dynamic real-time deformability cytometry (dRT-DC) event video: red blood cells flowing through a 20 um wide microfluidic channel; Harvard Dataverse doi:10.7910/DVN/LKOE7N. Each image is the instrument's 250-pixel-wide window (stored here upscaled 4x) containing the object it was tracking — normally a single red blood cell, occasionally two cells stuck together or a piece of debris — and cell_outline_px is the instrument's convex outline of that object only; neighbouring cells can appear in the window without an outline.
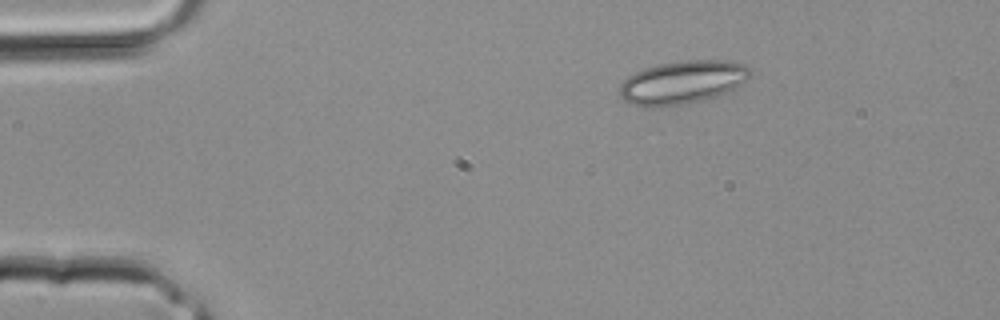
{"species": "common noctule bat (a hibernating species)", "species_latin": "Nyctalus noctula", "temperature_condition": "room temperature", "stored_images_in_passage": 2, "camera_frame_rate_fps": 3000, "um_per_image_px": 0.085, "animal": {"sex": "male", "body_mass_g": 20.4}, "frame": {"image": 1, "passage_image": 1, "time_ms": 0.0, "image_size_px": [1000, 320], "cell_outline_px": [[752, 76], [748, 80], [728, 92], [704, 100], [688, 104], [644, 108], [628, 104], [620, 96], [620, 84], [628, 76], [636, 72], [660, 64], [688, 60], [732, 60], [744, 64], [752, 68]], "centroid_in_image_um": [58.05, 7.01], "position_along_channel_um": 26.9, "area_um2": 33.35}}